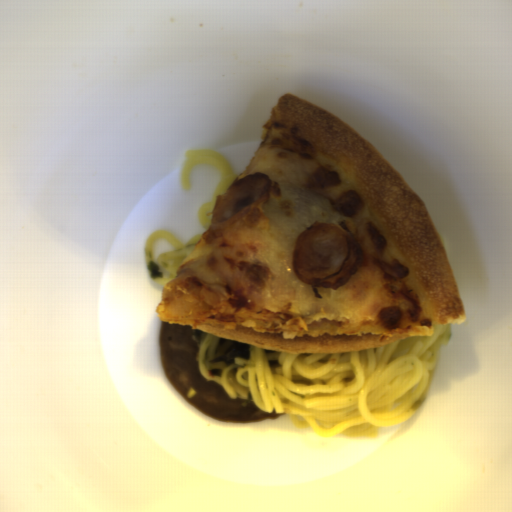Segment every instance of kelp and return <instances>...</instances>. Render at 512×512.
I'll use <instances>...</instances> for the list:
<instances>
[{
  "instance_id": "99668d17",
  "label": "kelp",
  "mask_w": 512,
  "mask_h": 512,
  "mask_svg": "<svg viewBox=\"0 0 512 512\" xmlns=\"http://www.w3.org/2000/svg\"><path fill=\"white\" fill-rule=\"evenodd\" d=\"M160 265L152 259L146 263V269L149 272L151 279H164V274L159 270Z\"/></svg>"
}]
</instances>
